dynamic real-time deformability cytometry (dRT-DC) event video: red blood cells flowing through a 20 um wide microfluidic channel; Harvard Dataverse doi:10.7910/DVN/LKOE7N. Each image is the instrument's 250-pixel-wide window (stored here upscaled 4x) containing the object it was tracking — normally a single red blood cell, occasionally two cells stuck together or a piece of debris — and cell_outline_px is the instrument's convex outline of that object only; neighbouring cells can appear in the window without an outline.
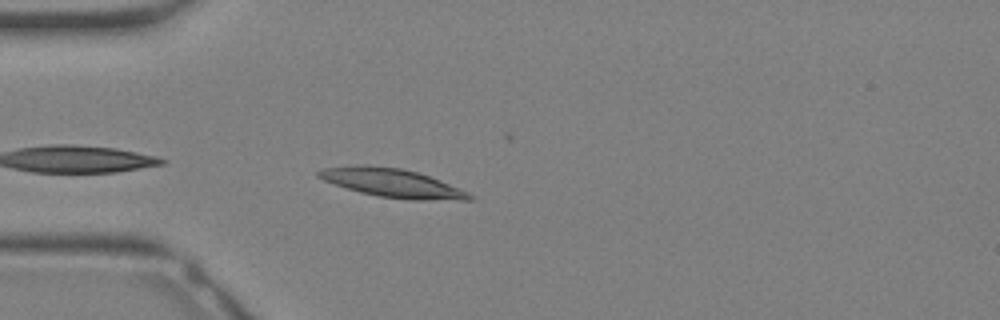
{"species": "Egyptian fruit bat (a non-hibernating species)", "species_latin": "Rousettus aegyptiacus", "temperature_condition": "warm", "stored_images_in_passage": 24, "camera_frame_rate_fps": 3000, "um_per_image_px": 0.085, "animal": {"sex": "female"}, "frame": {"image": 1, "passage_image": 2, "time_ms": 0.333, "image_size_px": [1000, 320], "cell_outline_px": [[472, 200], [412, 200], [380, 196], [360, 192], [324, 180], [316, 176], [316, 172], [324, 168], [356, 164], [364, 164], [400, 168], [416, 172], [440, 180], [468, 192], [472, 196]], "centroid_in_image_um": [33.32, 15.54], "position_along_channel_um": 51.7, "area_um2": 24.91}}
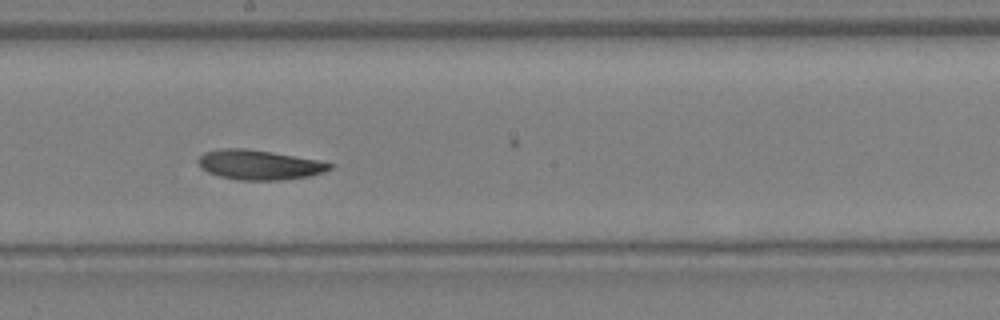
{"frame": {"image": 2, "passage_image": 11, "time_ms": 3.333, "image_size_px": [1000, 320], "cell_outline_px": [[332, 168], [308, 176], [280, 180], [240, 180], [220, 176], [208, 172], [200, 168], [200, 156], [204, 152], [220, 148], [244, 148], [272, 152], [316, 160], [332, 164]], "centroid_in_image_um": [21.98, 14.0], "position_along_channel_um": 226.2, "area_um2": 22.37}}
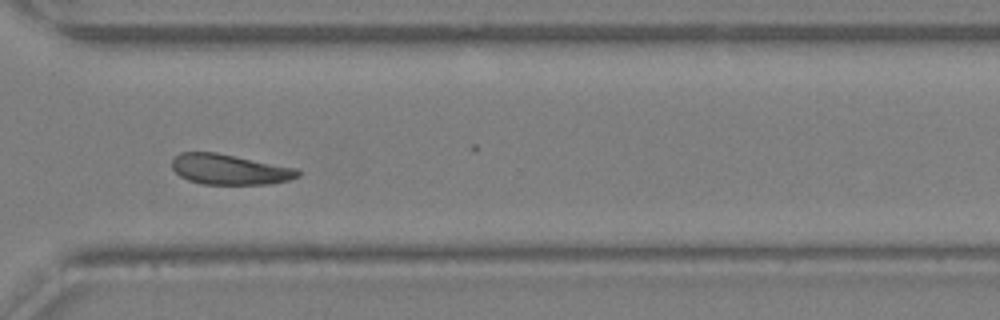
{"frame": {"image": 3, "passage_image": 17, "time_ms": 5.333, "image_size_px": [1000, 320], "cell_outline_px": [[300, 176], [288, 180], [268, 184], [204, 184], [188, 180], [180, 176], [172, 168], [172, 160], [180, 152], [216, 152], [296, 168], [300, 172]], "centroid_in_image_um": [19.5, 14.4], "position_along_channel_um": 351.1, "area_um2": 22.14}}